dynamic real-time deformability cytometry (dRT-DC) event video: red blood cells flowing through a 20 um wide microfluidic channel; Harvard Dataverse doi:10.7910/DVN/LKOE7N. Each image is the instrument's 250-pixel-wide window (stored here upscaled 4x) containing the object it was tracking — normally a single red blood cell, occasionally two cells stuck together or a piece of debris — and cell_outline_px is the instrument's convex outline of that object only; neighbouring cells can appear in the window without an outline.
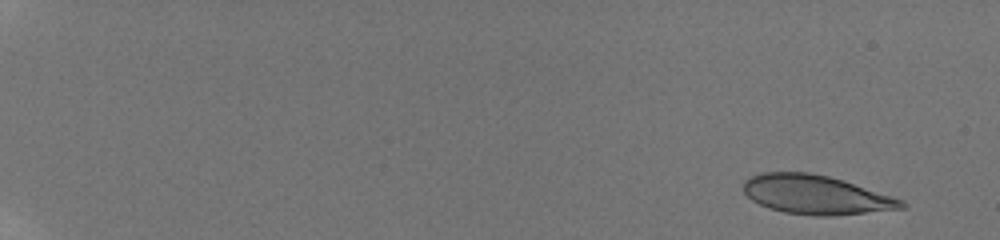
{"species": "human", "species_latin": "Homo sapiens", "temperature_condition": "room temperature", "stored_images_in_passage": 23, "camera_frame_rate_fps": 3000, "um_per_image_px": 0.085, "donor": {"sex": "male"}, "frame": {"image": 1, "passage_image": 5, "time_ms": 0.667, "image_size_px": [1000, 240], "cell_outline_px": [[908, 204], [904, 208], [832, 216], [812, 216], [784, 212], [768, 208], [752, 200], [744, 192], [744, 180], [760, 172], [808, 172], [828, 176], [844, 180], [904, 200]], "centroid_in_image_um": [69.36, 16.55], "position_along_channel_um": 15.6, "area_um2": 36.01}}
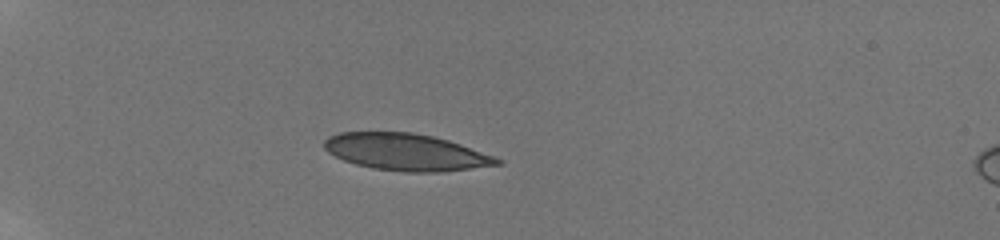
{"frame": {"image": 2, "passage_image": 18, "time_ms": 5.667, "image_size_px": [1000, 240], "cell_outline_px": [[504, 164], [440, 172], [404, 172], [372, 168], [356, 164], [344, 160], [328, 152], [324, 148], [324, 140], [328, 136], [340, 132], [412, 132], [432, 136], [448, 140], [460, 144], [504, 160]], "centroid_in_image_um": [34.51, 12.93], "position_along_channel_um": 50.5, "area_um2": 37.11}}
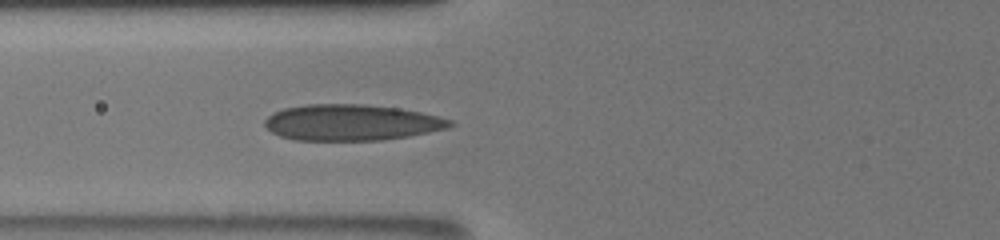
{"frame": {"image": 3, "passage_image": 23, "time_ms": 8.0, "image_size_px": [1000, 240], "cell_outline_px": [[456, 124], [448, 128], [408, 136], [380, 140], [296, 140], [280, 136], [272, 132], [264, 124], [264, 120], [272, 112], [284, 108], [308, 104], [364, 104], [396, 108], [420, 112], [452, 120]], "centroid_in_image_um": [29.85, 10.41], "position_along_channel_um": 95.9, "area_um2": 38.78}}